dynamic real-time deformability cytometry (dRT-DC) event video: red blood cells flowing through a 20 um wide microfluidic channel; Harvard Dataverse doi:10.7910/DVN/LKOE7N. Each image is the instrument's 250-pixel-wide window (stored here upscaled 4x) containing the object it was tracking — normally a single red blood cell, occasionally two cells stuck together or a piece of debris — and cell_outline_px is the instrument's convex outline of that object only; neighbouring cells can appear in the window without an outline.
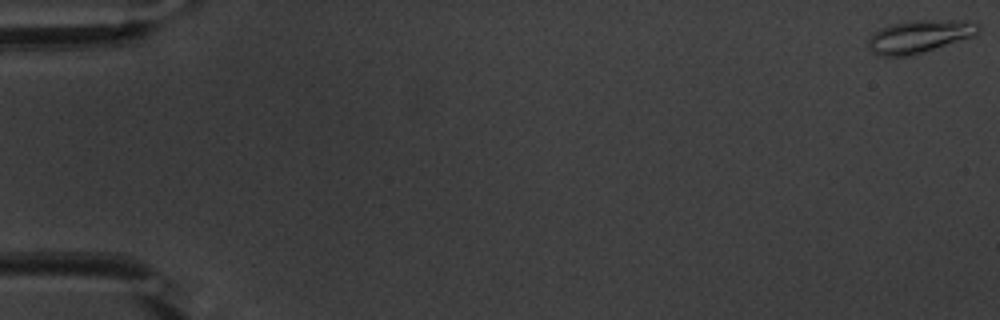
{"species": "common noctule bat (a hibernating species)", "species_latin": "Nyctalus noctula", "temperature_condition": "warm", "stored_images_in_passage": 14, "segment_of_instrument_passage": [1, 2], "camera_frame_rate_fps": 3000, "um_per_image_px": 0.085, "animal": {"sex": "male", "body_mass_g": 20.1, "forearm_length_mm": 53.5}, "frame": {"image": 1, "passage_image": 1, "time_ms": 0.0, "image_size_px": [1000, 320], "cell_outline_px": [[980, 32], [976, 36], [908, 56], [880, 56], [872, 52], [868, 48], [868, 40], [872, 32], [880, 28], [892, 24], [912, 20], [972, 20], [980, 24]], "centroid_in_image_um": [78.18, 3.08], "position_along_channel_um": 6.8, "area_um2": 21.33}}